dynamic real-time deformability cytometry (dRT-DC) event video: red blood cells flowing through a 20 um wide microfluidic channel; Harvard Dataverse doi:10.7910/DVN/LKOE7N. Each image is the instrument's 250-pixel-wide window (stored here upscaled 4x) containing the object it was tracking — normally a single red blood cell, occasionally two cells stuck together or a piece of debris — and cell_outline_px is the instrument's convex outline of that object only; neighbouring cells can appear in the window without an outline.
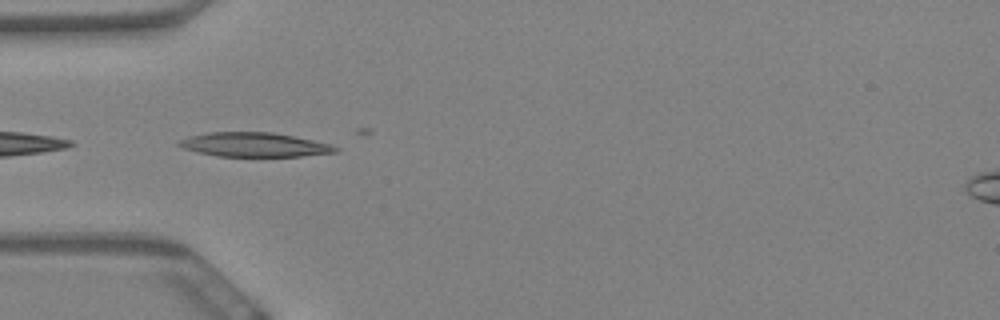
{"species": "Egyptian fruit bat (a non-hibernating species)", "species_latin": "Rousettus aegyptiacus", "temperature_condition": "warm", "stored_images_in_passage": 3, "camera_frame_rate_fps": 3000, "um_per_image_px": 0.085, "animal": {"sex": "female"}, "frame": {"image": 1, "passage_image": 1, "time_ms": 0.0, "image_size_px": [1000, 320], "cell_outline_px": [[340, 148], [336, 152], [300, 156], [216, 156], [196, 152], [184, 148], [176, 144], [180, 140], [188, 136], [208, 132], [272, 132], [332, 144]], "centroid_in_image_um": [21.59, 12.29], "position_along_channel_um": 63.4, "area_um2": 22.02}}